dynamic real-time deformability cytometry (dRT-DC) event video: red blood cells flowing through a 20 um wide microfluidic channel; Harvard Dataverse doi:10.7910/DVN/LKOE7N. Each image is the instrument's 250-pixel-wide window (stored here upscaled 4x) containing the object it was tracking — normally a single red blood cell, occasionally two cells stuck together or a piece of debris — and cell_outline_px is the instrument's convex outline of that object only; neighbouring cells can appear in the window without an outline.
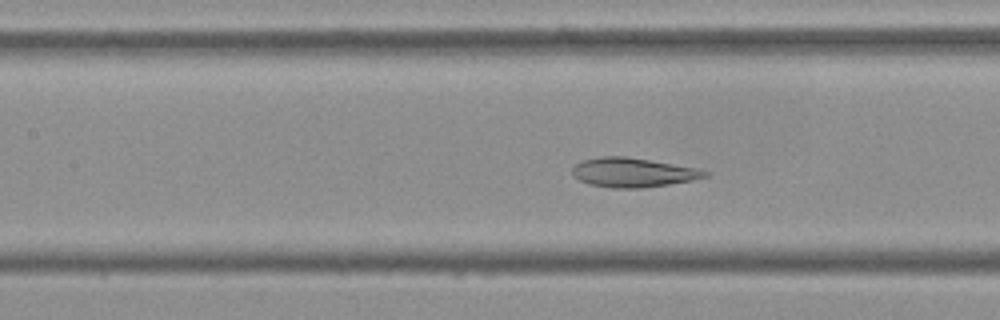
{"species": "Egyptian fruit bat (a non-hibernating species)", "species_latin": "Rousettus aegyptiacus", "temperature_condition": "cold", "stored_images_in_passage": 54, "camera_frame_rate_fps": 3000, "um_per_image_px": 0.085, "frame": {"image": 1, "passage_image": 24, "time_ms": 7.667, "image_size_px": [1000, 320], "cell_outline_px": [[708, 176], [692, 180], [668, 184], [640, 188], [612, 188], [588, 184], [572, 176], [572, 168], [580, 160], [600, 156], [624, 156], [696, 168], [708, 172]], "centroid_in_image_um": [53.72, 14.66], "position_along_channel_um": 153.7, "area_um2": 22.48}}
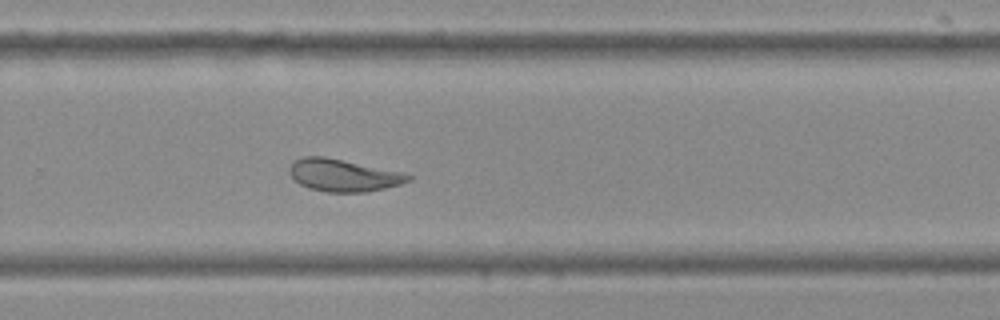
{"frame": {"image": 2, "passage_image": 36, "time_ms": 11.667, "image_size_px": [1000, 320], "cell_outline_px": [[412, 180], [400, 184], [368, 192], [324, 192], [308, 188], [300, 184], [288, 172], [288, 168], [296, 160], [304, 156], [324, 156], [400, 172], [412, 176]], "centroid_in_image_um": [29.16, 14.91], "position_along_channel_um": 300.6, "area_um2": 22.14}}
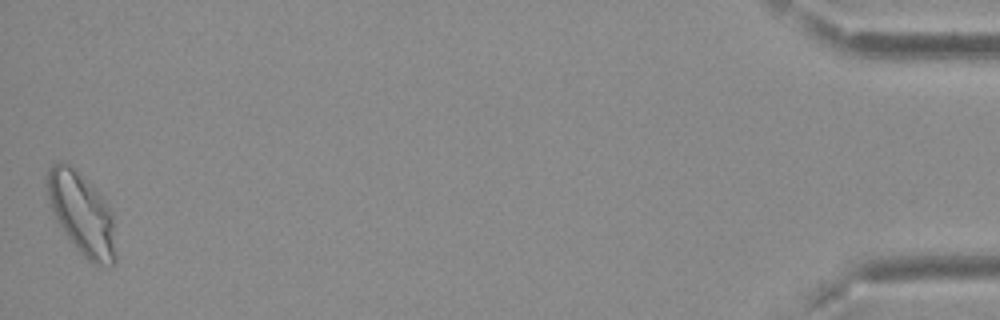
{"frame": {"image": 3, "passage_image": 54, "time_ms": 17.667, "image_size_px": [1000, 320], "cell_outline_px": [[116, 260], [112, 268], [96, 264], [88, 260], [80, 252], [56, 220], [52, 212], [44, 184], [48, 168], [52, 164], [60, 160], [64, 160], [104, 200], [112, 212], [116, 252]], "centroid_in_image_um": [6.93, 18.19], "position_along_channel_um": 428.3, "area_um2": 32.43}, "authors_computed_cell_mechanics": {"area_um2": 24.3627, "velocity_mm_per_s": 3.6867, "shape_relaxation_time_tau1_ms": 4.8094, "shape_relaxation_time_tau2_ms": 1.8763, "deformation_change_tau1": 0.1291, "deformation_change_tau2": 0.0643}}